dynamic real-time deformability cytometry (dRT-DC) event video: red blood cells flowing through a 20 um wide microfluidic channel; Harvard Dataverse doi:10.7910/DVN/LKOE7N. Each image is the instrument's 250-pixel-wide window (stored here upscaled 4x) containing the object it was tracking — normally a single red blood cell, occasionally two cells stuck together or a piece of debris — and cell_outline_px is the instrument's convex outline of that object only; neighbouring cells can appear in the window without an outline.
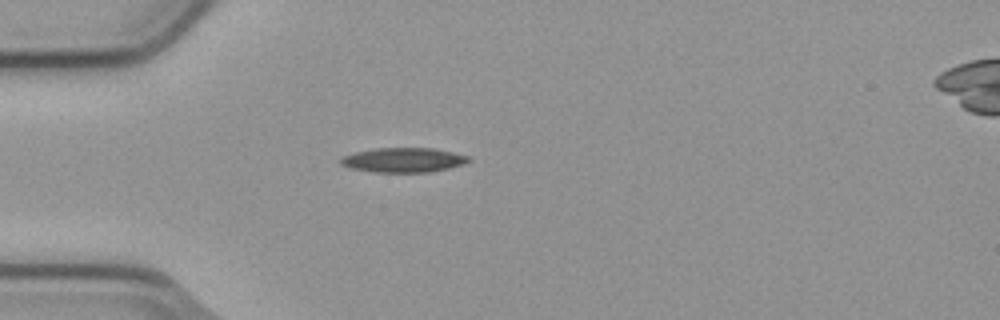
{"species": "common noctule bat (a hibernating species)", "species_latin": "Nyctalus noctula", "temperature_condition": "cold", "stored_images_in_passage": 6, "camera_frame_rate_fps": 3000, "um_per_image_px": 0.085, "animal": {"sex": "male", "body_mass_g": 23.1, "forearm_length_mm": 52.7}, "frame": {"image": 1, "passage_image": 6, "time_ms": 1.667, "image_size_px": [1000, 320], "cell_outline_px": [[472, 160], [448, 168], [432, 172], [376, 172], [348, 168], [340, 164], [336, 160], [340, 156], [356, 152], [376, 148], [432, 148], [452, 152], [468, 156]], "centroid_in_image_um": [34.2, 13.6], "position_along_channel_um": 50.8, "area_um2": 18.38}}